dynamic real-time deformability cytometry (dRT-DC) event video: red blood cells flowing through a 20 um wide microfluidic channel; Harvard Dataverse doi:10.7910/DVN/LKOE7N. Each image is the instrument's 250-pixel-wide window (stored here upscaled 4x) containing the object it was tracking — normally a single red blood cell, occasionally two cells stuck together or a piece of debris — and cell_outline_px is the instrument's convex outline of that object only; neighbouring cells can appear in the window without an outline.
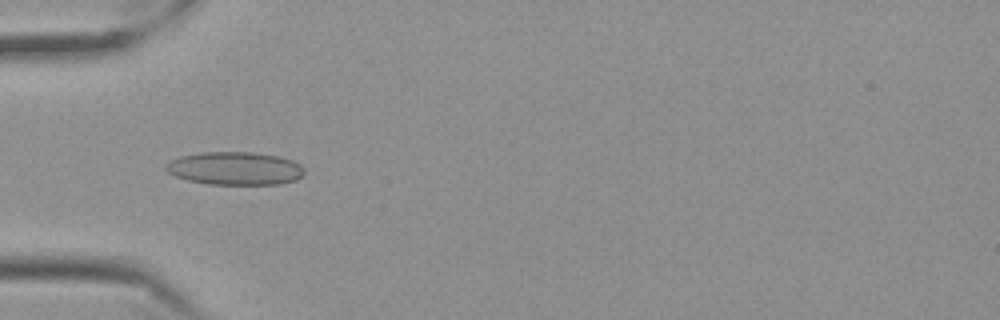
{"species": "Egyptian fruit bat (a non-hibernating species)", "species_latin": "Rousettus aegyptiacus", "temperature_condition": "cold", "stored_images_in_passage": 29, "camera_frame_rate_fps": 3000, "um_per_image_px": 0.085, "frame": {"image": 1, "passage_image": 4, "time_ms": 1.0, "image_size_px": [1000, 320], "cell_outline_px": [[304, 172], [296, 180], [280, 184], [208, 184], [188, 180], [176, 176], [168, 172], [164, 168], [172, 160], [180, 156], [200, 152], [252, 152], [280, 156], [292, 160], [300, 164], [304, 168]], "centroid_in_image_um": [19.99, 14.31], "position_along_channel_um": 65.0, "area_um2": 26.65}}
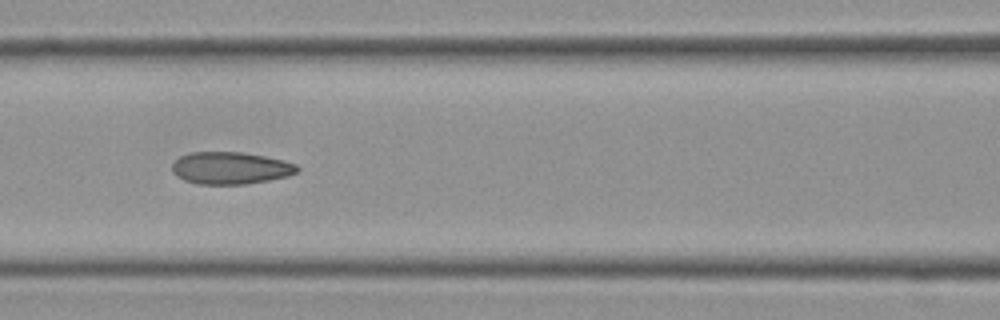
{"frame": {"image": 2, "passage_image": 11, "time_ms": 3.333, "image_size_px": [1000, 320], "cell_outline_px": [[300, 168], [296, 172], [288, 176], [248, 184], [196, 184], [184, 180], [176, 176], [172, 172], [172, 164], [180, 156], [192, 152], [240, 152], [264, 156], [296, 164]], "centroid_in_image_um": [19.56, 14.29], "position_along_channel_um": 147.0, "area_um2": 23.41}}
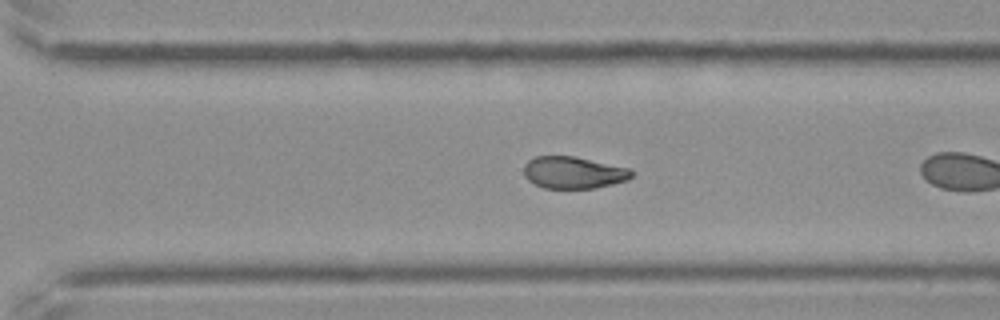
{"frame": {"image": 3, "passage_image": 23, "time_ms": 7.333, "image_size_px": [1000, 320], "cell_outline_px": [[632, 176], [628, 180], [596, 188], [544, 188], [528, 180], [524, 176], [524, 164], [528, 160], [536, 156], [572, 156], [632, 168]], "centroid_in_image_um": [48.75, 14.66], "position_along_channel_um": 321.8, "area_um2": 20.11}}